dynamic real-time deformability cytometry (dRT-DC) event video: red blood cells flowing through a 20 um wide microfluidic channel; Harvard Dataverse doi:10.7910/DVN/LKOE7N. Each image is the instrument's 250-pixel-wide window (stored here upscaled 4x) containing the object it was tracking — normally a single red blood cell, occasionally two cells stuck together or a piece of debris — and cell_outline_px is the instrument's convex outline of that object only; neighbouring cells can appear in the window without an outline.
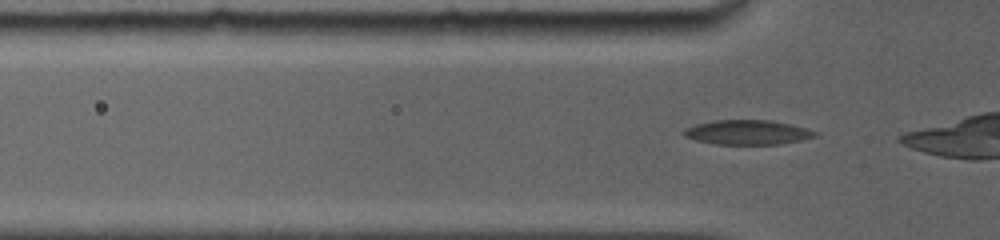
{"species": "common noctule bat (a hibernating species)", "species_latin": "Nyctalus noctula", "temperature_condition": "room temperature", "stored_images_in_passage": 42, "camera_frame_rate_fps": 5000, "um_per_image_px": 0.085, "animal": {"sex": "female", "body_mass_g": 19.0, "forearm_length_mm": 56.7}, "frame": {"image": 1, "passage_image": 2, "time_ms": 0.2, "image_size_px": [1000, 240], "cell_outline_px": [[820, 132], [816, 136], [800, 140], [780, 144], [716, 144], [696, 140], [684, 136], [680, 132], [684, 128], [696, 124], [712, 120], [772, 120], [808, 128]], "centroid_in_image_um": [63.53, 11.24], "position_along_channel_um": 62.3, "area_um2": 18.96}}
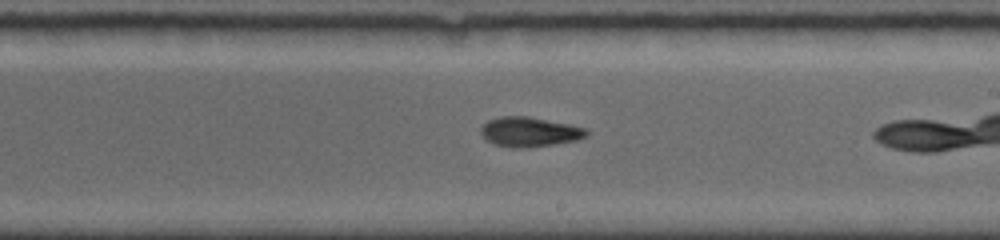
{"frame": {"image": 2, "passage_image": 21, "time_ms": 4.8, "image_size_px": [1000, 240], "cell_outline_px": [[588, 136], [576, 140], [556, 144], [528, 148], [512, 148], [492, 144], [480, 132], [480, 128], [488, 120], [500, 116], [528, 116], [588, 128]], "centroid_in_image_um": [45.02, 11.22], "position_along_channel_um": 244.0, "area_um2": 18.44}}
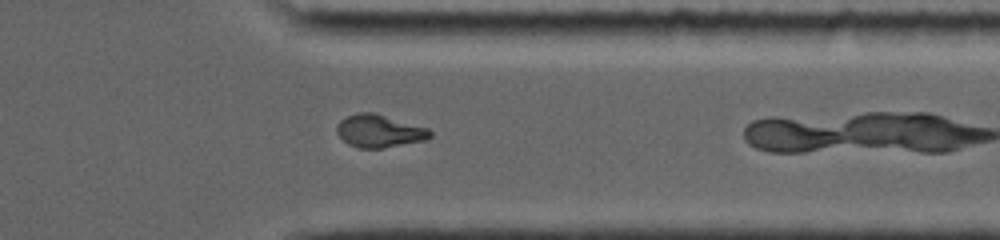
{"frame": {"image": 3, "passage_image": 35, "time_ms": 8.2, "image_size_px": [1000, 240], "cell_outline_px": [[432, 136], [428, 140], [384, 148], [360, 148], [348, 144], [336, 132], [336, 124], [340, 120], [356, 112], [376, 112], [428, 128], [432, 132]], "centroid_in_image_um": [32.26, 11.13], "position_along_channel_um": 379.1, "area_um2": 18.09}, "authors_computed_cell_mechanics": {"area_um2": 17.7735, "velocity_mm_per_s": 3.9568, "shape_relaxation_time_tau1_ms": null, "shape_relaxation_time_tau2_ms": 3.1125, "deformation_change_tau1": null, "deformation_change_tau2": 0.0741}}